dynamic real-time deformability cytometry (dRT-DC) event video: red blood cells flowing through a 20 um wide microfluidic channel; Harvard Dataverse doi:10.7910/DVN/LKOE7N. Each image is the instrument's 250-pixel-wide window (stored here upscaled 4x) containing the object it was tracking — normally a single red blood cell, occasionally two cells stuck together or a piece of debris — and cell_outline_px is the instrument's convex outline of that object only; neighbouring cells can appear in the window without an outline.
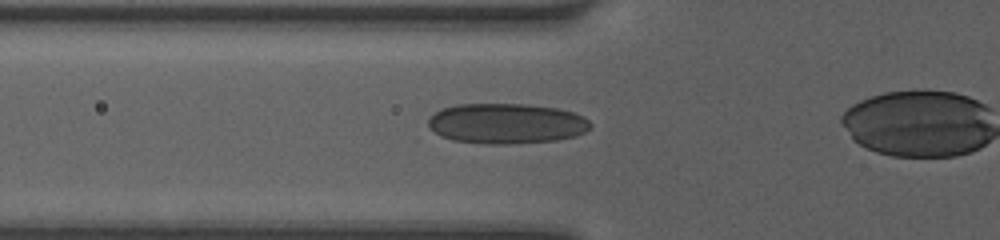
{"species": "human", "species_latin": "Homo sapiens", "temperature_condition": "room temperature", "stored_images_in_passage": 39, "camera_frame_rate_fps": 3000, "um_per_image_px": 0.085, "donor": {"sex": "female"}, "frame": {"image": 1, "passage_image": 14, "time_ms": 4.333, "image_size_px": [1000, 240], "cell_outline_px": [[592, 124], [584, 132], [576, 136], [556, 140], [508, 144], [488, 144], [452, 140], [440, 136], [432, 132], [428, 128], [428, 116], [444, 108], [456, 104], [528, 104], [556, 108], [572, 112], [584, 116]], "centroid_in_image_um": [43.01, 10.5], "position_along_channel_um": 82.8, "area_um2": 38.32}}
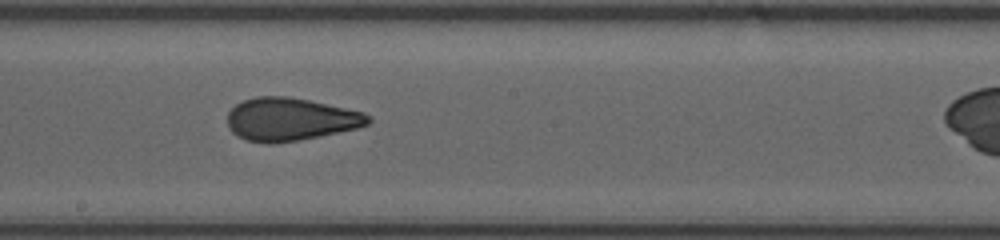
{"frame": {"image": 2, "passage_image": 24, "time_ms": 7.667, "image_size_px": [1000, 240], "cell_outline_px": [[372, 120], [368, 124], [356, 128], [320, 136], [296, 140], [268, 144], [248, 140], [232, 132], [228, 128], [228, 112], [236, 104], [244, 100], [256, 96], [288, 96], [308, 100], [364, 112], [372, 116]], "centroid_in_image_um": [24.69, 10.13], "position_along_channel_um": 223.5, "area_um2": 34.97}}
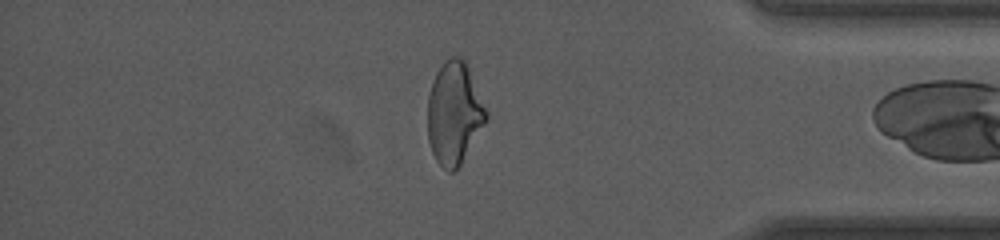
{"frame": {"image": 3, "passage_image": 38, "time_ms": 12.333, "image_size_px": [1000, 240], "cell_outline_px": [[488, 116], [484, 124], [460, 164], [452, 172], [448, 172], [436, 160], [432, 152], [428, 140], [428, 96], [436, 72], [444, 60], [452, 56], [460, 56], [468, 64], [488, 112]], "centroid_in_image_um": [38.61, 9.57], "position_along_channel_um": 396.6, "area_um2": 34.8}}